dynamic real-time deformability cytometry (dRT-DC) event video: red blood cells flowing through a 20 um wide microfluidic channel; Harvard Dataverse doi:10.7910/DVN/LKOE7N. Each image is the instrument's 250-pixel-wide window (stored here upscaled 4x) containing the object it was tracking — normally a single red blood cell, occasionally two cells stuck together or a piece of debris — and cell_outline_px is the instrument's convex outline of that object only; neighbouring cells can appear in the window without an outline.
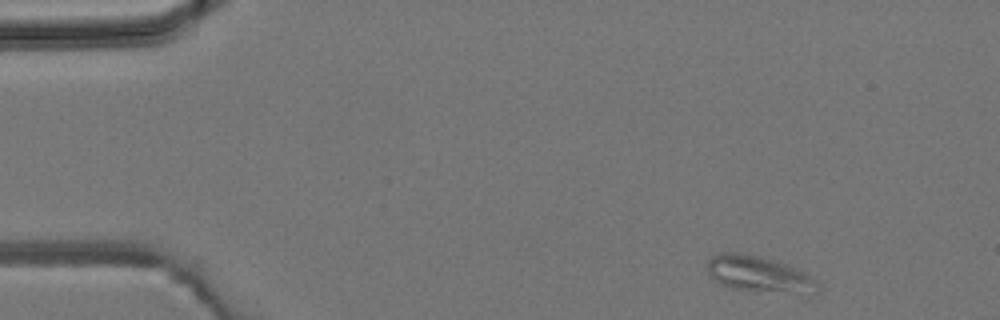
{"species": "common noctule bat (a hibernating species)", "species_latin": "Nyctalus noctula", "temperature_condition": "room temperature", "stored_images_in_passage": 3, "camera_frame_rate_fps": 3000, "um_per_image_px": 0.085, "animal": {"sex": "male", "body_mass_g": 19.2, "forearm_length_mm": 51.8}, "frame": {"image": 1, "passage_image": 1, "time_ms": 0.0, "image_size_px": [1000, 320], "cell_outline_px": [[820, 292], [816, 292], [732, 288], [708, 276], [708, 260], [712, 256], [720, 252], [740, 252], [760, 256], [788, 264], [804, 272], [816, 280], [820, 288]], "centroid_in_image_um": [64.47, 23.23], "position_along_channel_um": 20.5, "area_um2": 22.37}}